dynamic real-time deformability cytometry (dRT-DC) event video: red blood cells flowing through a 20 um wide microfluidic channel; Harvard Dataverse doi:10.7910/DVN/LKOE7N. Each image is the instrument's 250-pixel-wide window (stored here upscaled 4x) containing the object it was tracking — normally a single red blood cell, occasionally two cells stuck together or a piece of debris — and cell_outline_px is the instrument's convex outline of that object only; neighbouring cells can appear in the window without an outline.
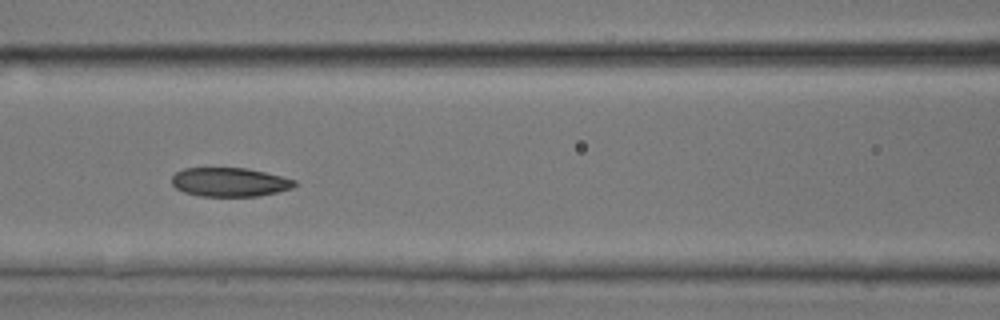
{"species": "common noctule bat (a hibernating species)", "species_latin": "Nyctalus noctula", "temperature_condition": "room temperature", "stored_images_in_passage": 15, "camera_frame_rate_fps": 3000, "um_per_image_px": 0.085, "animal": {"sex": "male", "body_mass_g": 17.9, "forearm_length_mm": 54.2}, "frame": {"image": 1, "passage_image": 13, "time_ms": 4.0, "image_size_px": [1000, 320], "cell_outline_px": [[296, 184], [292, 188], [276, 192], [256, 196], [200, 196], [184, 192], [176, 188], [172, 184], [172, 176], [176, 172], [184, 168], [244, 168], [264, 172], [296, 180]], "centroid_in_image_um": [19.49, 15.48], "position_along_channel_um": 147.1, "area_um2": 20.52}}